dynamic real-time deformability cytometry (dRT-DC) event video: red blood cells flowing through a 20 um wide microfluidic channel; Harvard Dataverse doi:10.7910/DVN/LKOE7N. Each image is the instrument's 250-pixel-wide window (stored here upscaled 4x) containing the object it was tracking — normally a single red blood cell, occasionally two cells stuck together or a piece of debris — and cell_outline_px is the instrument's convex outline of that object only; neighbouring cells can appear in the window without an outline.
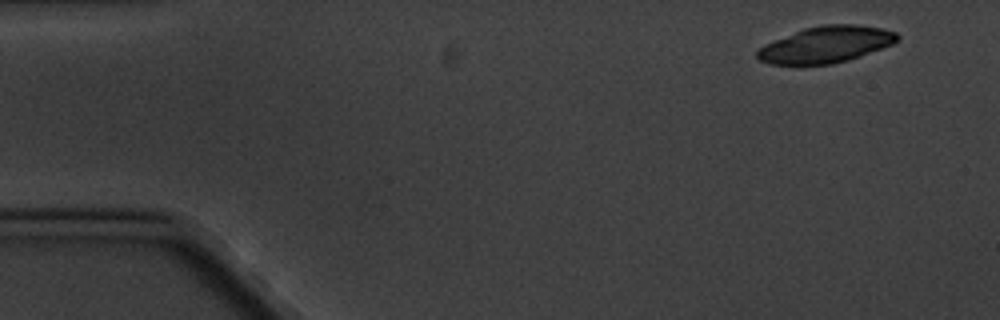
{"species": "common noctule bat (a hibernating species)", "species_latin": "Nyctalus noctula", "temperature_condition": "cold", "stored_images_in_passage": 8, "camera_frame_rate_fps": 3000, "um_per_image_px": 0.085, "animal": {"sex": "male", "body_mass_g": 20.1, "forearm_length_mm": 53.5}, "frame": {"image": 1, "passage_image": 1, "time_ms": 0.0, "image_size_px": [1000, 320], "cell_outline_px": [[900, 36], [892, 44], [860, 56], [848, 60], [832, 64], [768, 64], [760, 60], [756, 56], [756, 52], [764, 44], [804, 28], [824, 24], [856, 24], [880, 28], [896, 32]], "centroid_in_image_um": [70.19, 3.78], "position_along_channel_um": 14.8, "area_um2": 29.48}}